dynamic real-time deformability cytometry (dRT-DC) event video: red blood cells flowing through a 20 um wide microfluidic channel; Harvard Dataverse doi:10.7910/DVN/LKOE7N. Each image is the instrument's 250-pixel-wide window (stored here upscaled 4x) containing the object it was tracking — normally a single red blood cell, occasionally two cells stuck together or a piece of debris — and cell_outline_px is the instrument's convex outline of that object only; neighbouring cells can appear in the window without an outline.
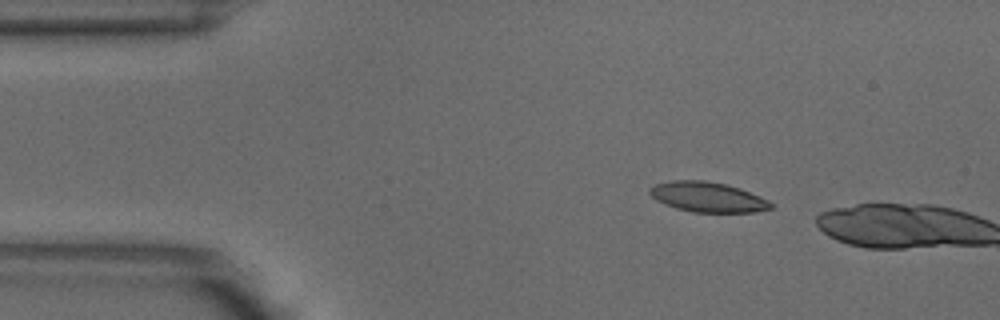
{"species": "common noctule bat (a hibernating species)", "species_latin": "Nyctalus noctula", "temperature_condition": "warm", "stored_images_in_passage": 2, "camera_frame_rate_fps": 3000, "um_per_image_px": 0.085, "animal": {"sex": "male", "body_mass_g": 18.8}, "frame": {"image": 1, "passage_image": 1, "time_ms": 0.0, "image_size_px": [1000, 320], "cell_outline_px": [[772, 208], [752, 212], [692, 212], [676, 208], [664, 204], [656, 200], [648, 192], [648, 188], [656, 184], [672, 180], [704, 180], [728, 184], [740, 188], [760, 196], [768, 200], [772, 204]], "centroid_in_image_um": [60.13, 16.74], "position_along_channel_um": 24.9, "area_um2": 21.27}}